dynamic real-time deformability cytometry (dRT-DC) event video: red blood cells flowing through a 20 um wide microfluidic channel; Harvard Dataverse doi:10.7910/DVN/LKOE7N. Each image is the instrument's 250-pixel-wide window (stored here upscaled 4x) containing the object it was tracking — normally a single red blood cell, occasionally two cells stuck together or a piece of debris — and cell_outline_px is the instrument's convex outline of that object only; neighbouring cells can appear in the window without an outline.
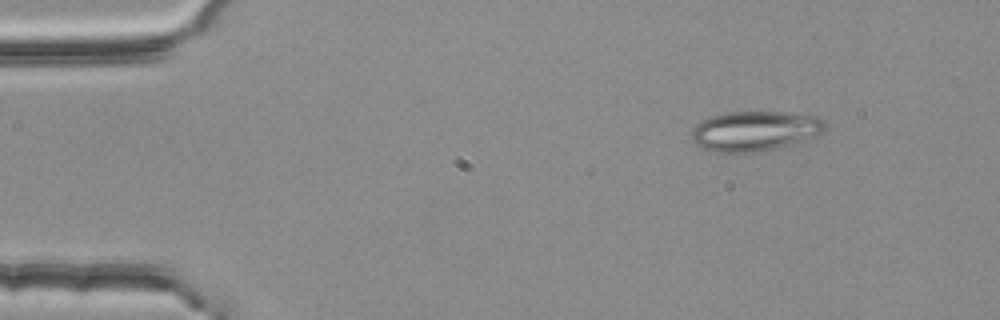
{"species": "common noctule bat (a hibernating species)", "species_latin": "Nyctalus noctula", "temperature_condition": "room temperature", "stored_images_in_passage": 4, "camera_frame_rate_fps": 3000, "um_per_image_px": 0.085, "animal": {"sex": "female", "body_mass_g": 25.1}, "frame": {"image": 1, "passage_image": 2, "time_ms": 0.333, "image_size_px": [1000, 320], "cell_outline_px": [[828, 124], [816, 136], [804, 140], [772, 148], [752, 152], [712, 152], [700, 148], [692, 140], [692, 128], [696, 124], [712, 116], [724, 112], [780, 112], [820, 116]], "centroid_in_image_um": [64.14, 11.12], "position_along_channel_um": 20.9, "area_um2": 30.87}}